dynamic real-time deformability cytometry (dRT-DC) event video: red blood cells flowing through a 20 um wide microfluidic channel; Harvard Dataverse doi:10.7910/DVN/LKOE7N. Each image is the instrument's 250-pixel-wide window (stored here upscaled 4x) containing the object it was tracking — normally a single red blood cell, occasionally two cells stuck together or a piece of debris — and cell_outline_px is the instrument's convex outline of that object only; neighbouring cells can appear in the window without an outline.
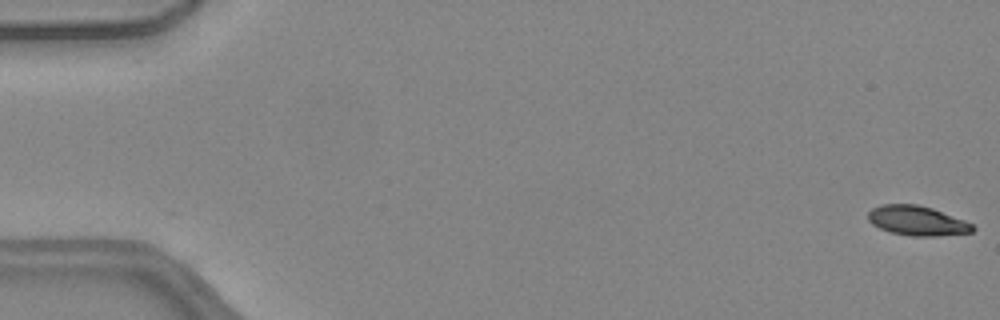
{"species": "common noctule bat (a hibernating species)", "species_latin": "Nyctalus noctula", "temperature_condition": "warm", "stored_images_in_passage": 51, "camera_frame_rate_fps": 3000, "um_per_image_px": 0.085, "animal": {"sex": "female", "body_mass_g": 24.6, "forearm_length_mm": 56.2}, "frame": {"image": 1, "passage_image": 1, "time_ms": 0.0, "image_size_px": [1000, 320], "cell_outline_px": [[976, 228], [972, 232], [936, 236], [912, 236], [892, 232], [880, 228], [872, 224], [868, 220], [868, 212], [872, 208], [880, 204], [916, 204], [932, 208], [964, 220], [972, 224]], "centroid_in_image_um": [77.94, 18.75], "position_along_channel_um": 7.1, "area_um2": 17.98}}
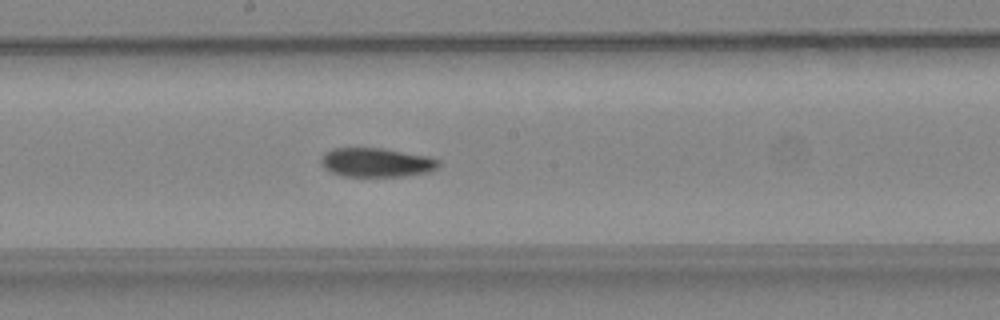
{"frame": {"image": 2, "passage_image": 28, "time_ms": 9.0, "image_size_px": [1000, 320], "cell_outline_px": [[440, 168], [428, 172], [404, 176], [344, 176], [332, 172], [324, 168], [320, 164], [320, 156], [324, 152], [332, 148], [384, 148], [428, 156], [440, 160]], "centroid_in_image_um": [31.99, 13.8], "position_along_channel_um": 216.2, "area_um2": 20.17}}
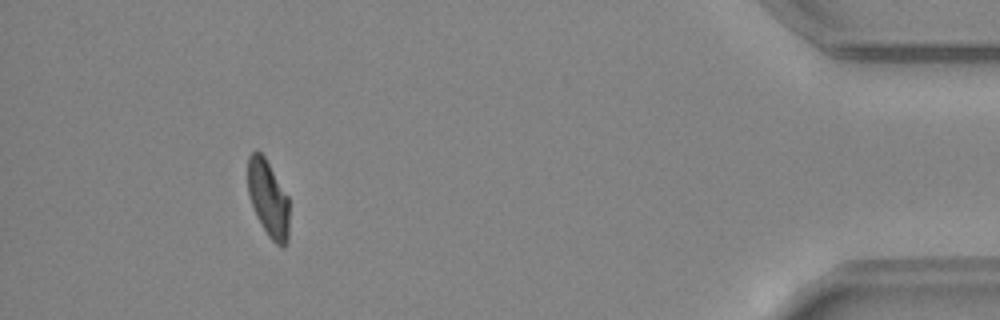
{"frame": {"image": 3, "passage_image": 47, "time_ms": 15.333, "image_size_px": [1000, 320], "cell_outline_px": [[288, 240], [284, 248], [280, 248], [268, 236], [256, 216], [248, 192], [248, 156], [252, 152], [260, 152], [264, 156], [288, 196]], "centroid_in_image_um": [22.8, 16.92], "position_along_channel_um": 412.4, "area_um2": 18.38}, "authors_computed_cell_mechanics": {"area_um2": 19.5942, "velocity_mm_per_s": 4.0958, "shape_relaxation_time_tau1_ms": 6.0456, "shape_relaxation_time_tau2_ms": 6.0085, "deformation_change_tau1": 0.2006, "deformation_change_tau2": 0.1248}}